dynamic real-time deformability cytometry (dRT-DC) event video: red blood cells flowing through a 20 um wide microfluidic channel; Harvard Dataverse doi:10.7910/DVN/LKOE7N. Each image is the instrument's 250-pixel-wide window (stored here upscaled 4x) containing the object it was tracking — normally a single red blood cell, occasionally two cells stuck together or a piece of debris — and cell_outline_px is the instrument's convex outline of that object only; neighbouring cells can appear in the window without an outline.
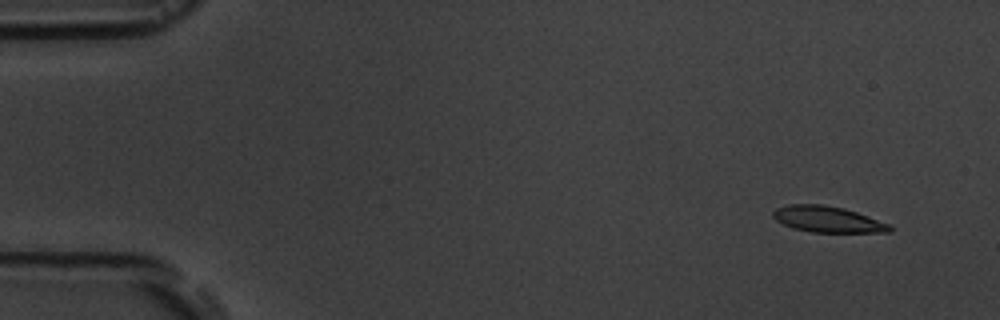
{"species": "common noctule bat (a hibernating species)", "species_latin": "Nyctalus noctula", "temperature_condition": "room temperature", "stored_images_in_passage": 4, "camera_frame_rate_fps": 3000, "um_per_image_px": 0.085, "animal": {"sex": "male", "body_mass_g": 19.5, "forearm_length_mm": 54.6}, "frame": {"image": 1, "passage_image": 1, "time_ms": 0.0, "image_size_px": [1000, 320], "cell_outline_px": [[892, 232], [812, 232], [792, 228], [776, 220], [772, 216], [772, 212], [776, 208], [788, 204], [820, 204], [844, 208], [892, 224]], "centroid_in_image_um": [70.36, 18.64], "position_along_channel_um": 14.6, "area_um2": 17.8}}
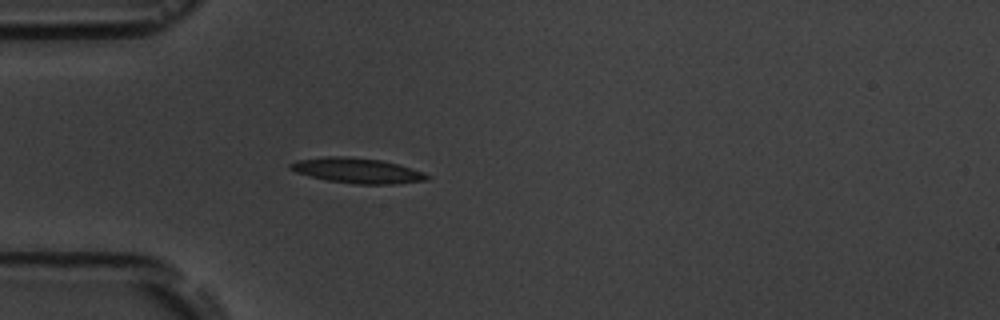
{"frame": {"image": 2, "passage_image": 4, "time_ms": 4.0, "image_size_px": [1000, 320], "cell_outline_px": [[432, 176], [428, 180], [392, 184], [356, 184], [328, 180], [296, 172], [288, 168], [288, 164], [296, 160], [324, 156], [344, 156], [380, 160], [396, 164], [424, 172]], "centroid_in_image_um": [30.35, 14.49], "position_along_channel_um": 54.6, "area_um2": 19.94}}